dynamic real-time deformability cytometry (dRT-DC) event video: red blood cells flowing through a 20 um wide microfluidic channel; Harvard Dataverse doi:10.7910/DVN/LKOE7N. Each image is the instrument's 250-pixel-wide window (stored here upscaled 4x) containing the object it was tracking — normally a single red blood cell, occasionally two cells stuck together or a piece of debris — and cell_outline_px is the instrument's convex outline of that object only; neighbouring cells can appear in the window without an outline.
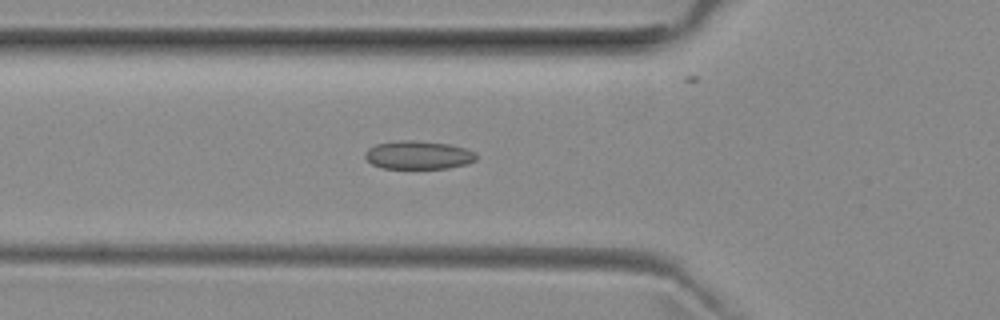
{"species": "common noctule bat (a hibernating species)", "species_latin": "Nyctalus noctula", "temperature_condition": "room temperature", "stored_images_in_passage": 48, "camera_frame_rate_fps": 3000, "um_per_image_px": 0.085, "animal": {"sex": "female", "body_mass_g": 29.2, "forearm_length_mm": 56.3}, "frame": {"image": 1, "passage_image": 17, "time_ms": 5.333, "image_size_px": [1000, 320], "cell_outline_px": [[476, 160], [464, 164], [448, 168], [384, 168], [372, 164], [364, 156], [364, 152], [368, 148], [376, 144], [400, 140], [416, 140], [448, 144], [464, 148], [476, 152]], "centroid_in_image_um": [35.53, 13.17], "position_along_channel_um": 90.3, "area_um2": 18.26}}
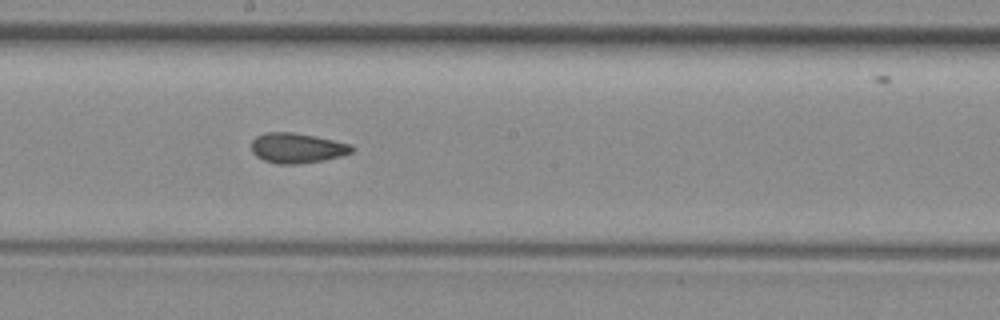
{"frame": {"image": 2, "passage_image": 27, "time_ms": 8.667, "image_size_px": [1000, 320], "cell_outline_px": [[352, 152], [340, 156], [324, 160], [296, 164], [276, 164], [264, 160], [256, 156], [252, 152], [252, 140], [256, 136], [264, 132], [292, 132], [316, 136], [352, 144]], "centroid_in_image_um": [25.23, 12.57], "position_along_channel_um": 223.0, "area_um2": 17.63}}
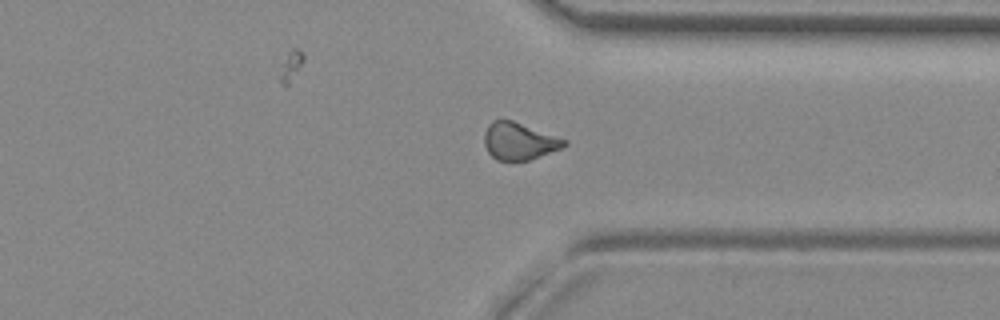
{"frame": {"image": 3, "passage_image": 38, "time_ms": 12.333, "image_size_px": [1000, 320], "cell_outline_px": [[568, 144], [560, 148], [528, 160], [496, 160], [488, 152], [484, 144], [484, 132], [488, 124], [492, 120], [512, 120], [568, 140]], "centroid_in_image_um": [44.1, 11.99], "position_along_channel_um": 367.3, "area_um2": 17.17}, "authors_computed_cell_mechanics": {"area_um2": 17.629, "velocity_mm_per_s": 3.9653, "shape_relaxation_time_tau1_ms": null, "shape_relaxation_time_tau2_ms": 1.6171, "deformation_change_tau1": null, "deformation_change_tau2": 0.0663}}